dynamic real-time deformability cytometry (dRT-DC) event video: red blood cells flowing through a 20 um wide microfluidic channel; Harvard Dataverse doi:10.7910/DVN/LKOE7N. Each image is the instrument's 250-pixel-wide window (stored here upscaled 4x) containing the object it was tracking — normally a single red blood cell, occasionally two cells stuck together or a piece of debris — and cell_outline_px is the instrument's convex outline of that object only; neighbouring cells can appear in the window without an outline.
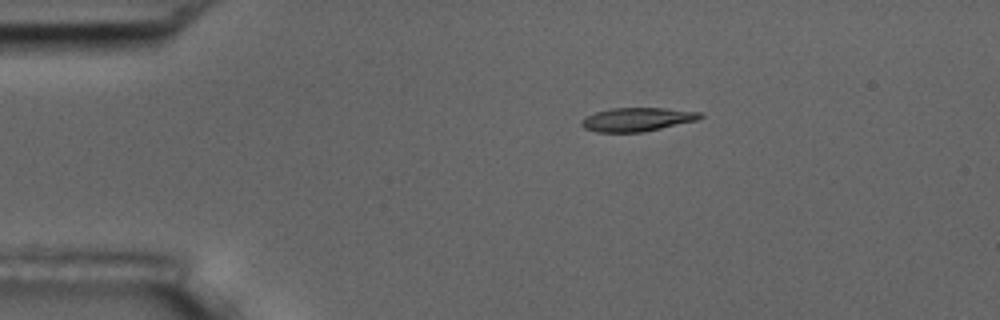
{"species": "common noctule bat (a hibernating species)", "species_latin": "Nyctalus noctula", "temperature_condition": "room temperature", "stored_images_in_passage": 6, "camera_frame_rate_fps": 3000, "um_per_image_px": 0.085, "animal": {"sex": "male", "body_mass_g": 17.5, "forearm_length_mm": 52.3}, "frame": {"image": 1, "passage_image": 3, "time_ms": 0.667, "image_size_px": [1000, 320], "cell_outline_px": [[704, 116], [696, 120], [644, 132], [596, 132], [584, 128], [580, 124], [580, 120], [584, 116], [596, 112], [612, 108], [664, 108], [704, 112]], "centroid_in_image_um": [54.14, 10.15], "position_along_channel_um": 30.9, "area_um2": 16.47}}
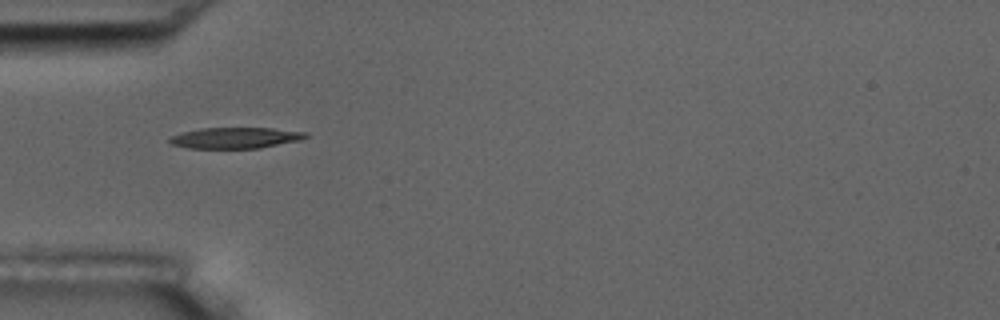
{"frame": {"image": 2, "passage_image": 5, "time_ms": 1.333, "image_size_px": [1000, 320], "cell_outline_px": [[308, 136], [300, 140], [260, 148], [188, 148], [172, 144], [168, 140], [168, 136], [180, 132], [200, 128], [272, 128], [308, 132]], "centroid_in_image_um": [19.97, 11.71], "position_along_channel_um": 65.0, "area_um2": 16.76}}